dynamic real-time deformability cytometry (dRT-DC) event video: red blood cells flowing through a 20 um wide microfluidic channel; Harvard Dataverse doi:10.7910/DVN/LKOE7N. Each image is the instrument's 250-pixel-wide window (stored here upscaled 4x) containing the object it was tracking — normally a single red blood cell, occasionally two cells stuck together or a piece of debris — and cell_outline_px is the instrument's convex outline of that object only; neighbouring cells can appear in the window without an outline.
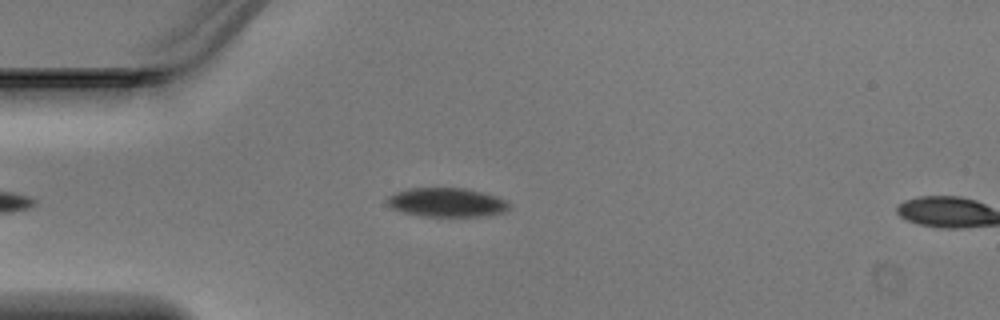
{"species": "Egyptian fruit bat (a non-hibernating species)", "species_latin": "Rousettus aegyptiacus", "temperature_condition": "warm", "stored_images_in_passage": 9, "camera_frame_rate_fps": 3000, "um_per_image_px": 0.085, "animal": {"sex": "male"}, "frame": {"image": 1, "passage_image": 7, "time_ms": 2.0, "image_size_px": [1000, 320], "cell_outline_px": [[512, 204], [504, 212], [484, 216], [420, 216], [400, 212], [392, 208], [384, 200], [388, 196], [396, 192], [408, 188], [464, 188], [496, 196]], "centroid_in_image_um": [37.92, 17.21], "position_along_channel_um": 47.1, "area_um2": 20.69}}